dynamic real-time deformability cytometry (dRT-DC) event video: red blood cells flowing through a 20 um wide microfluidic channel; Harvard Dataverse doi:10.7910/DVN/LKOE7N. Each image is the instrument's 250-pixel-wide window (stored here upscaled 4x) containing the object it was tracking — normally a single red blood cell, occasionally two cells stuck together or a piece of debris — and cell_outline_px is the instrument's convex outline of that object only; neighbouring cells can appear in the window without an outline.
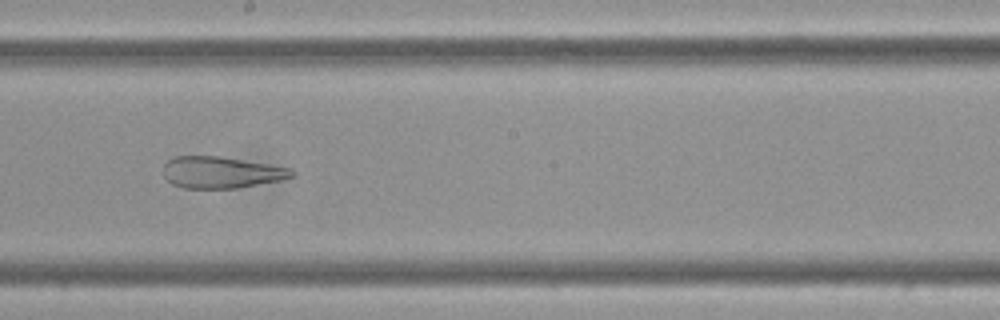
{"species": "Egyptian fruit bat (a non-hibernating species)", "species_latin": "Rousettus aegyptiacus", "temperature_condition": "cold", "stored_images_in_passage": 47, "camera_frame_rate_fps": 3000, "um_per_image_px": 0.085, "frame": {"image": 1, "passage_image": 21, "time_ms": 6.667, "image_size_px": [1000, 320], "cell_outline_px": [[296, 172], [292, 176], [280, 180], [236, 188], [184, 188], [172, 184], [164, 176], [164, 164], [172, 156], [216, 156], [292, 168]], "centroid_in_image_um": [18.77, 14.65], "position_along_channel_um": 229.4, "area_um2": 23.41}}
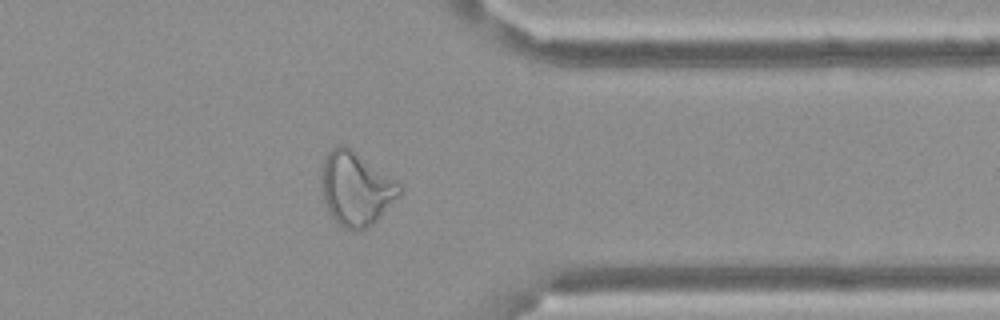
{"frame": {"image": 2, "passage_image": 35, "time_ms": 11.333, "image_size_px": [1000, 320], "cell_outline_px": [[400, 196], [368, 228], [360, 232], [356, 232], [344, 228], [328, 212], [324, 200], [320, 180], [320, 168], [328, 152], [332, 148], [340, 144], [344, 144], [400, 184]], "centroid_in_image_um": [30.21, 16.06], "position_along_channel_um": 381.2, "area_um2": 33.29}}
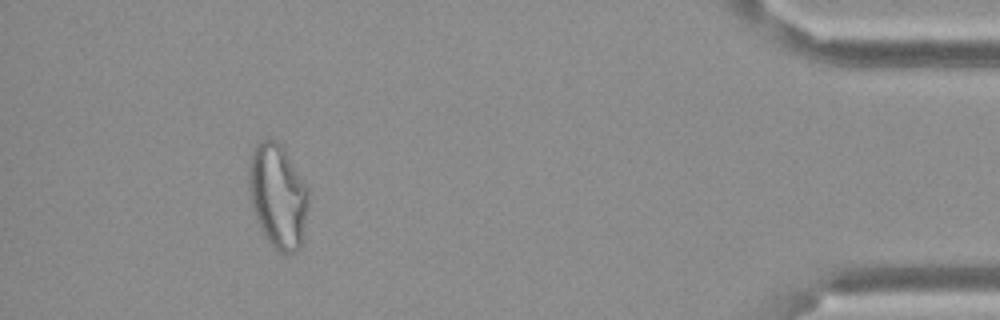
{"frame": {"image": 3, "passage_image": 42, "time_ms": 13.667, "image_size_px": [1000, 320], "cell_outline_px": [[308, 204], [304, 240], [300, 248], [284, 256], [264, 236], [256, 220], [252, 204], [248, 184], [248, 172], [252, 148], [260, 140], [276, 140], [284, 148], [308, 188]], "centroid_in_image_um": [23.62, 16.68], "position_along_channel_um": 411.6, "area_um2": 36.47}}